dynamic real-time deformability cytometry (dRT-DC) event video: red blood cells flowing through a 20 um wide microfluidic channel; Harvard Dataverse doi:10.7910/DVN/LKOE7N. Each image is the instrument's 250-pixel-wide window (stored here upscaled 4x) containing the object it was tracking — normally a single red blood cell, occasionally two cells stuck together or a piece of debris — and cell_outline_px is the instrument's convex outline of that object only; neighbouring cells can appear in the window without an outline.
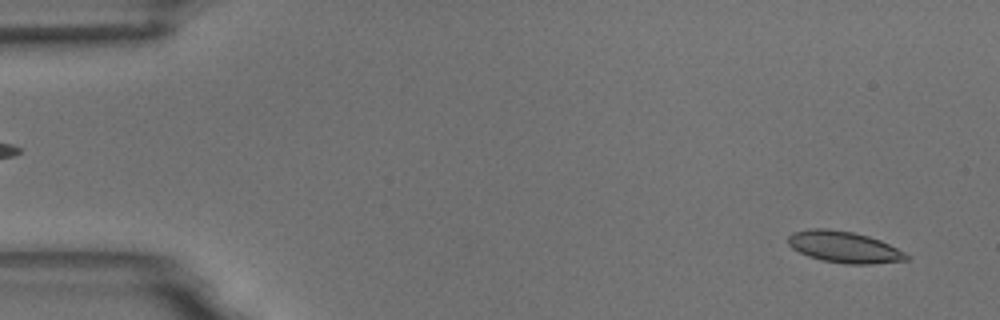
{"species": "common noctule bat (a hibernating species)", "species_latin": "Nyctalus noctula", "temperature_condition": "room temperature", "stored_images_in_passage": 54, "camera_frame_rate_fps": 3000, "um_per_image_px": 0.085, "animal": {"sex": "male", "body_mass_g": 18.8}, "frame": {"image": 1, "passage_image": 2, "time_ms": 0.333, "image_size_px": [1000, 320], "cell_outline_px": [[908, 260], [872, 264], [844, 264], [820, 260], [808, 256], [792, 248], [788, 244], [788, 236], [792, 232], [808, 228], [828, 228], [852, 232], [868, 236], [880, 240], [904, 252], [908, 256]], "centroid_in_image_um": [71.71, 20.99], "position_along_channel_um": 13.3, "area_um2": 21.73}}
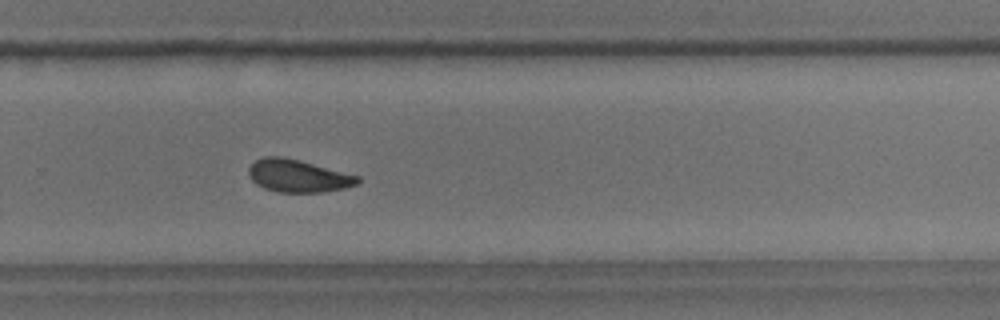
{"frame": {"image": 2, "passage_image": 36, "time_ms": 11.667, "image_size_px": [1000, 320], "cell_outline_px": [[360, 180], [356, 184], [344, 188], [324, 192], [276, 192], [264, 188], [256, 184], [248, 176], [248, 168], [256, 160], [264, 156], [280, 156], [300, 160], [360, 176]], "centroid_in_image_um": [25.31, 14.95], "position_along_channel_um": 304.5, "area_um2": 20.75}}
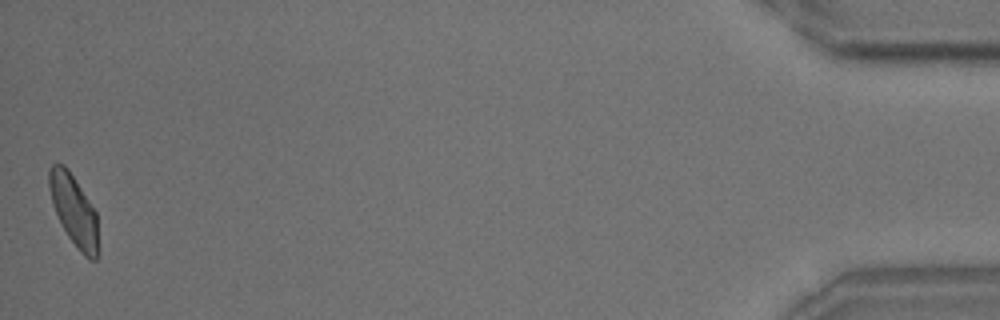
{"frame": {"image": 3, "passage_image": 54, "time_ms": 17.667, "image_size_px": [1000, 320], "cell_outline_px": [[100, 252], [96, 260], [88, 260], [76, 248], [68, 236], [52, 204], [48, 188], [48, 168], [52, 164], [64, 164], [68, 168], [96, 212]], "centroid_in_image_um": [6.3, 17.92], "position_along_channel_um": 428.9, "area_um2": 20.58}, "authors_computed_cell_mechanics": {"area_um2": 21.097, "velocity_mm_per_s": 3.6205, "shape_relaxation_time_tau1_ms": 4.9359, "shape_relaxation_time_tau2_ms": 2.6995, "deformation_change_tau1": 0.1174, "deformation_change_tau2": 0.0688}}